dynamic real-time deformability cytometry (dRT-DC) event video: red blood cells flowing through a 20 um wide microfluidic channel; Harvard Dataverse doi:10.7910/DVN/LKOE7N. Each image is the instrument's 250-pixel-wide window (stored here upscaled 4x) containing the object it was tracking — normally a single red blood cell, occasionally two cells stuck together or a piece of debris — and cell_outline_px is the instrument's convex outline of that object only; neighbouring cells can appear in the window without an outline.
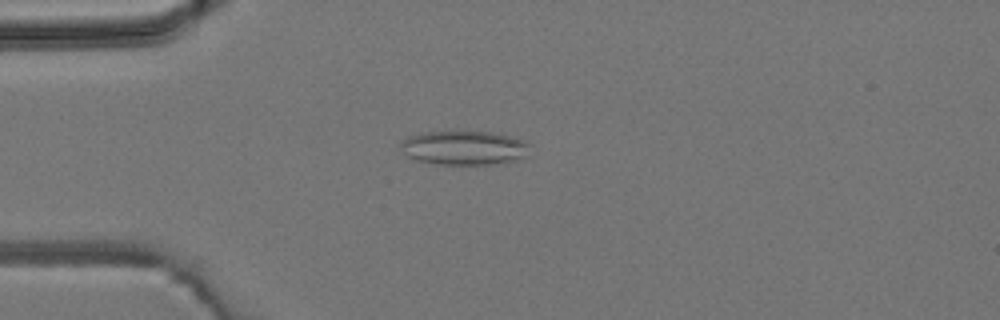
{"species": "common noctule bat (a hibernating species)", "species_latin": "Nyctalus noctula", "temperature_condition": "room temperature", "stored_images_in_passage": 6, "camera_frame_rate_fps": 3000, "um_per_image_px": 0.085, "animal": {"sex": "male", "body_mass_g": 19.2, "forearm_length_mm": 51.8}, "frame": {"image": 1, "passage_image": 4, "time_ms": 3.667, "image_size_px": [1000, 320], "cell_outline_px": [[532, 144], [524, 156], [520, 160], [488, 164], [440, 164], [416, 160], [408, 156], [400, 148], [400, 144], [408, 136], [420, 132], [452, 128], [456, 128], [492, 132], [528, 140]], "centroid_in_image_um": [39.46, 12.5], "position_along_channel_um": 45.5, "area_um2": 26.82}}